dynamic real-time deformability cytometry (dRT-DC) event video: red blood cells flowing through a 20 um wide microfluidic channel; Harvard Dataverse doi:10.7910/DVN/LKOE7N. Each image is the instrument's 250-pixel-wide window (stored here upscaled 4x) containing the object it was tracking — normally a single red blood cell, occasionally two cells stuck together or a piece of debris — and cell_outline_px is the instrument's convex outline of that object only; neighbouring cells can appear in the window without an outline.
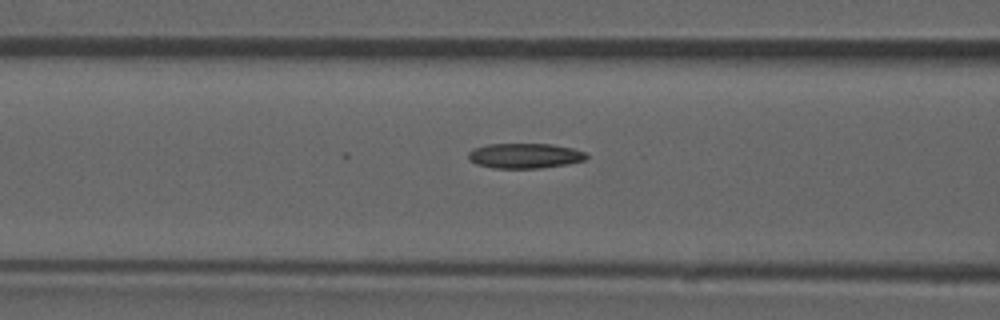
{"species": "common noctule bat (a hibernating species)", "species_latin": "Nyctalus noctula", "temperature_condition": "room temperature", "stored_images_in_passage": 30, "camera_frame_rate_fps": 3000, "um_per_image_px": 0.085, "animal": {"sex": "male", "forearm_length_mm": 52.5}, "frame": {"image": 1, "passage_image": 21, "time_ms": 6.667, "image_size_px": [1000, 320], "cell_outline_px": [[588, 156], [584, 160], [568, 164], [540, 168], [492, 168], [476, 164], [468, 160], [468, 152], [476, 148], [488, 144], [552, 144], [572, 148], [588, 152]], "centroid_in_image_um": [44.62, 13.24], "position_along_channel_um": 122.0, "area_um2": 17.34}}